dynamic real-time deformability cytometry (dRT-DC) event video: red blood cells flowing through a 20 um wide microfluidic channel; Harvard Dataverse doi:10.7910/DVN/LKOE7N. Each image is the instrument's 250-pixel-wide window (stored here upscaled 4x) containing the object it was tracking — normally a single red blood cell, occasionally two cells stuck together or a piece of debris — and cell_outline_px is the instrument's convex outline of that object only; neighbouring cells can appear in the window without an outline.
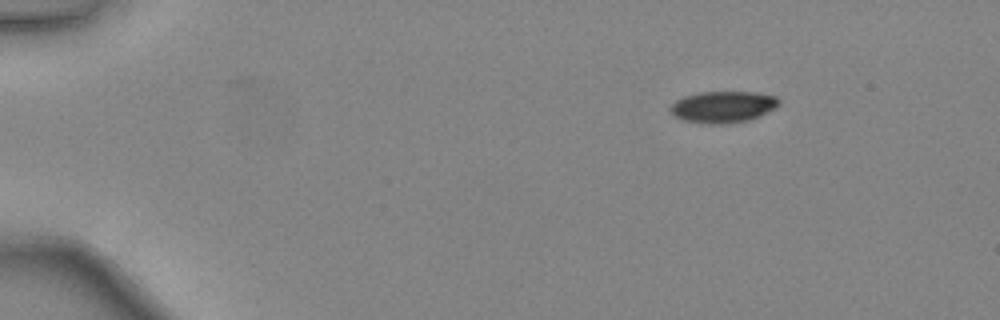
{"species": "common noctule bat (a hibernating species)", "species_latin": "Nyctalus noctula", "temperature_condition": "warm", "stored_images_in_passage": 41, "camera_frame_rate_fps": 3000, "um_per_image_px": 0.085, "animal": {"sex": "female", "body_mass_g": 24.6, "forearm_length_mm": 56.2}, "frame": {"image": 1, "passage_image": 1, "time_ms": 0.0, "image_size_px": [1000, 320], "cell_outline_px": [[780, 104], [776, 108], [760, 116], [748, 120], [724, 124], [708, 124], [684, 120], [672, 116], [668, 108], [676, 100], [684, 96], [696, 92], [756, 92], [776, 96], [780, 100]], "centroid_in_image_um": [61.45, 9.08], "position_along_channel_um": 23.6, "area_um2": 20.23}}
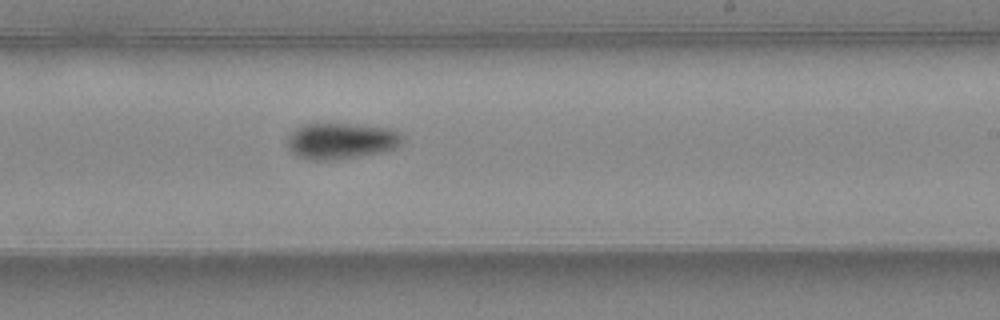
{"frame": {"image": 2, "passage_image": 24, "time_ms": 7.667, "image_size_px": [1000, 320], "cell_outline_px": [[404, 140], [396, 148], [384, 152], [336, 160], [308, 160], [296, 156], [292, 152], [288, 144], [288, 136], [296, 128], [304, 124], [352, 124], [392, 128], [404, 136]], "centroid_in_image_um": [29.04, 11.99], "position_along_channel_um": 260.0, "area_um2": 24.45}}
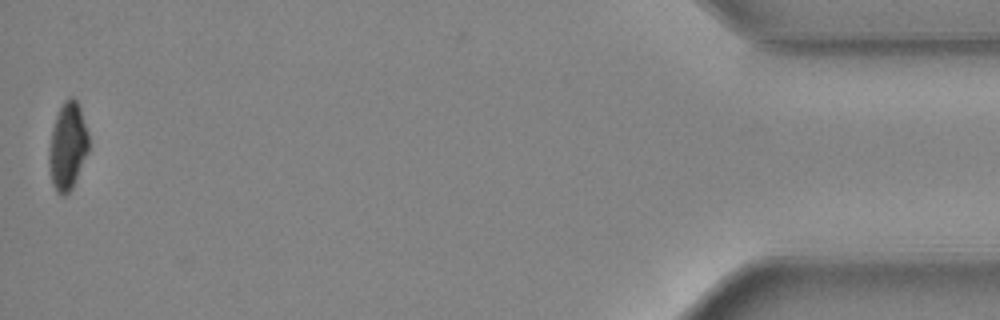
{"frame": {"image": 3, "passage_image": 41, "time_ms": 13.333, "image_size_px": [1000, 320], "cell_outline_px": [[88, 152], [76, 180], [72, 188], [64, 196], [56, 192], [52, 184], [48, 164], [48, 152], [52, 128], [56, 116], [64, 100], [68, 96], [72, 96], [76, 100], [80, 108], [88, 132]], "centroid_in_image_um": [5.73, 12.43], "position_along_channel_um": 429.5, "area_um2": 20.29}, "authors_computed_cell_mechanics": {"area_um2": 22.8888, "velocity_mm_per_s": 4.4788, "shape_relaxation_time_tau1_ms": 4.9611, "shape_relaxation_time_tau2_ms": null, "deformation_change_tau1": 0.1279, "deformation_change_tau2": null}}